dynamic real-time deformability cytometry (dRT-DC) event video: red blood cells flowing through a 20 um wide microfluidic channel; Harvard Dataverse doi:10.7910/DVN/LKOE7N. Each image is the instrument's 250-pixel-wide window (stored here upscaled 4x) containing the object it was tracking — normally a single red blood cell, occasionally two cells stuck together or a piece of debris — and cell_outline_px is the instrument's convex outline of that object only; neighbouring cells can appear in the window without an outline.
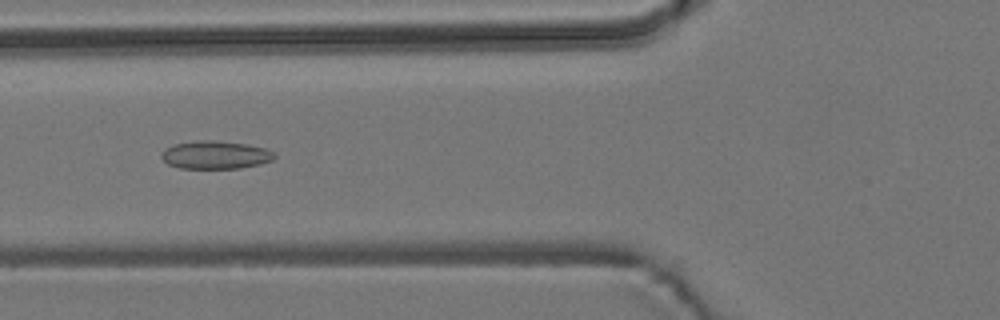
{"species": "common noctule bat (a hibernating species)", "species_latin": "Nyctalus noctula", "temperature_condition": "room temperature", "stored_images_in_passage": 55, "camera_frame_rate_fps": 3000, "um_per_image_px": 0.085, "animal": {"sex": "male", "body_mass_g": 19.2, "forearm_length_mm": 51.8}, "frame": {"image": 1, "passage_image": 21, "time_ms": 6.667, "image_size_px": [1000, 320], "cell_outline_px": [[276, 156], [272, 160], [260, 164], [240, 168], [180, 168], [168, 164], [160, 156], [160, 152], [164, 148], [172, 144], [196, 140], [216, 140], [248, 144], [268, 148]], "centroid_in_image_um": [18.29, 13.15], "position_along_channel_um": 107.5, "area_um2": 18.73}}
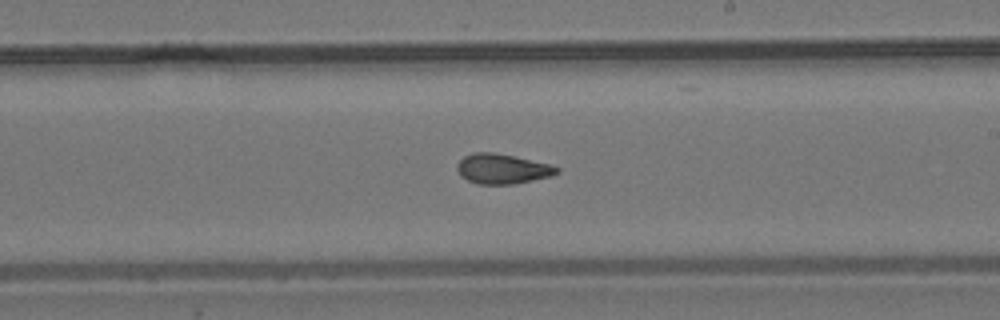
{"frame": {"image": 2, "passage_image": 32, "time_ms": 10.333, "image_size_px": [1000, 320], "cell_outline_px": [[560, 172], [552, 176], [512, 184], [476, 184], [460, 176], [456, 168], [456, 164], [464, 156], [472, 152], [492, 152], [552, 164], [560, 168]], "centroid_in_image_um": [42.69, 14.35], "position_along_channel_um": 246.3, "area_um2": 17.51}}
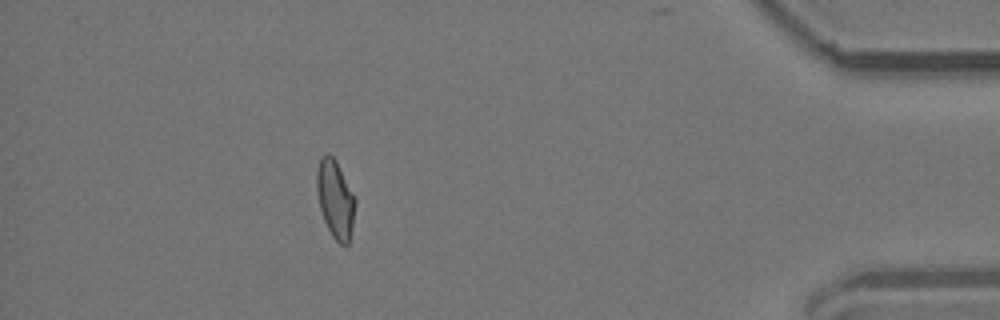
{"frame": {"image": 3, "passage_image": 49, "time_ms": 16.0, "image_size_px": [1000, 320], "cell_outline_px": [[356, 204], [352, 228], [348, 244], [340, 244], [332, 236], [324, 220], [320, 208], [316, 188], [316, 172], [320, 156], [328, 152], [336, 160], [356, 196]], "centroid_in_image_um": [28.51, 16.87], "position_along_channel_um": 406.7, "area_um2": 17.74}, "authors_computed_cell_mechanics": {"area_um2": 17.8602, "velocity_mm_per_s": 3.7807, "shape_relaxation_time_tau1_ms": null, "shape_relaxation_time_tau2_ms": 1.946, "deformation_change_tau1": null, "deformation_change_tau2": 0.0766}}